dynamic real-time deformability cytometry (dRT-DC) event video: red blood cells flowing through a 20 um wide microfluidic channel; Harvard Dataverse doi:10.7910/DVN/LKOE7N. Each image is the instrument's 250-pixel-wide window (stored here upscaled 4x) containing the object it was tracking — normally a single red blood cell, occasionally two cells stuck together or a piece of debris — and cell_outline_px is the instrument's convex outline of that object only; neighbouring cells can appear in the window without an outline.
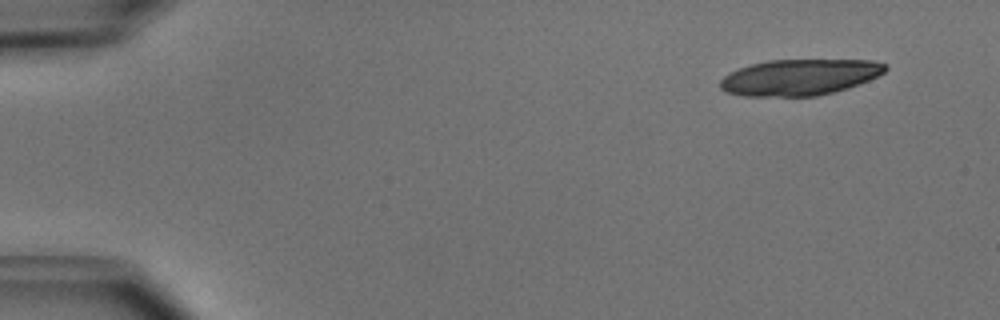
{"species": "common noctule bat (a hibernating species)", "species_latin": "Nyctalus noctula", "temperature_condition": "cold", "stored_images_in_passage": 16, "camera_frame_rate_fps": 3000, "um_per_image_px": 0.085, "animal": {"sex": "male", "body_mass_g": 15.6}, "frame": {"image": 1, "passage_image": 2, "time_ms": 0.333, "image_size_px": [1000, 320], "cell_outline_px": [[888, 68], [884, 72], [868, 80], [832, 92], [816, 96], [744, 96], [724, 92], [720, 88], [720, 80], [724, 76], [740, 68], [752, 64], [768, 60], [872, 60], [888, 64]], "centroid_in_image_um": [67.94, 6.56], "position_along_channel_um": 17.1, "area_um2": 34.45}}